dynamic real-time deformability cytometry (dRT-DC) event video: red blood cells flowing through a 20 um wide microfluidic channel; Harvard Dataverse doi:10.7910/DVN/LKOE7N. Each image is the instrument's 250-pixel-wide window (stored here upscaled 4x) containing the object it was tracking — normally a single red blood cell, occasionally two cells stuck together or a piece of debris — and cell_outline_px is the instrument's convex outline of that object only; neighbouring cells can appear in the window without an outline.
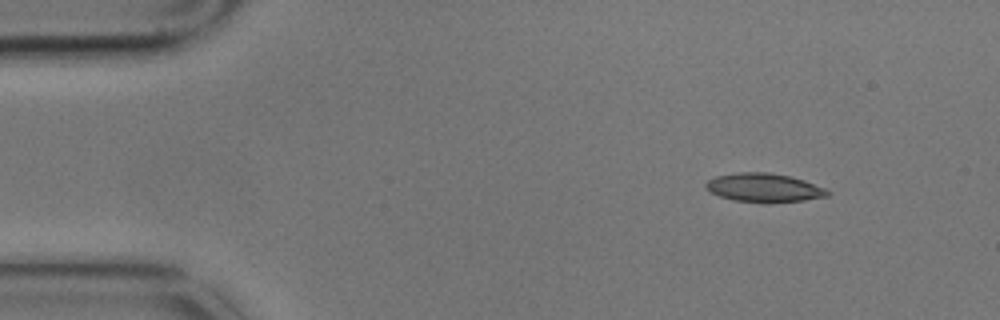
{"species": "common noctule bat (a hibernating species)", "species_latin": "Nyctalus noctula", "temperature_condition": "cold", "stored_images_in_passage": 4, "camera_frame_rate_fps": 3000, "um_per_image_px": 0.085, "animal": {"sex": "male", "body_mass_g": 17.9}, "frame": {"image": 1, "passage_image": 1, "time_ms": 0.0, "image_size_px": [1000, 320], "cell_outline_px": [[832, 192], [828, 196], [804, 200], [768, 204], [764, 204], [736, 200], [720, 196], [712, 192], [704, 184], [708, 180], [716, 176], [740, 172], [768, 172], [792, 176], [804, 180], [824, 188]], "centroid_in_image_um": [64.99, 15.96], "position_along_channel_um": 20.0, "area_um2": 20.52}}
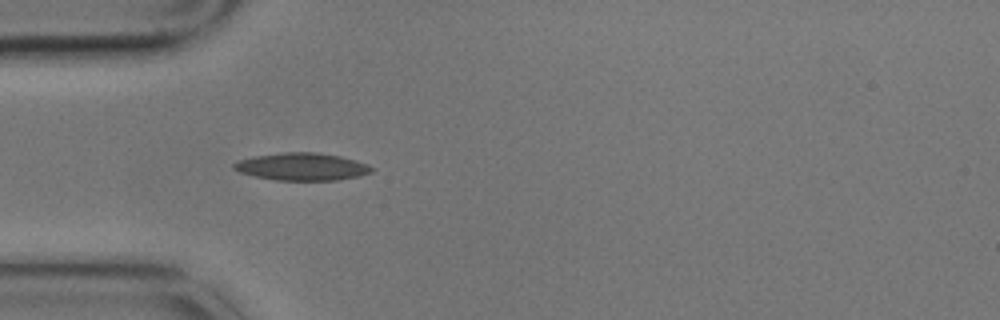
{"frame": {"image": 2, "passage_image": 4, "time_ms": 1.0, "image_size_px": [1000, 320], "cell_outline_px": [[376, 168], [372, 172], [360, 176], [336, 180], [276, 180], [256, 176], [240, 172], [232, 168], [232, 164], [240, 160], [252, 156], [284, 152], [316, 152], [340, 156], [356, 160], [368, 164]], "centroid_in_image_um": [25.7, 14.16], "position_along_channel_um": 59.3, "area_um2": 22.14}}